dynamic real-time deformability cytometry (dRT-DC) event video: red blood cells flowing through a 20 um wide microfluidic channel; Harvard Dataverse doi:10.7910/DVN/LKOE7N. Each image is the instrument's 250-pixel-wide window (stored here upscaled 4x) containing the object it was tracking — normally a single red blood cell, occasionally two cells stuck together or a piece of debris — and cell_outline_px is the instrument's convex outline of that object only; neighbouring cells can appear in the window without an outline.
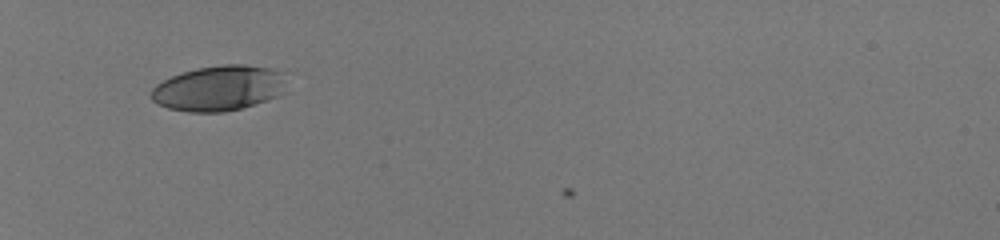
{"species": "human", "species_latin": "Homo sapiens", "temperature_condition": "room temperature", "stored_images_in_passage": 33, "camera_frame_rate_fps": 3000, "um_per_image_px": 0.085, "donor": {"sex": "male"}, "frame": {"image": 1, "passage_image": 1, "time_ms": 0.0, "image_size_px": [1000, 240], "cell_outline_px": [[284, 92], [276, 96], [240, 108], [224, 112], [188, 112], [168, 108], [156, 104], [152, 100], [152, 88], [156, 84], [172, 76], [196, 68], [224, 64], [244, 64], [268, 68], [280, 72]], "centroid_in_image_um": [18.53, 7.5], "position_along_channel_um": 66.5, "area_um2": 35.14}}
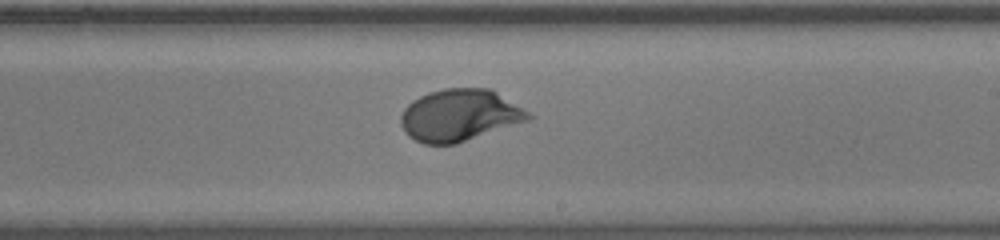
{"frame": {"image": 2, "passage_image": 16, "time_ms": 5.0, "image_size_px": [1000, 240], "cell_outline_px": [[536, 116], [528, 120], [456, 144], [424, 144], [408, 136], [404, 132], [400, 124], [400, 116], [404, 108], [412, 100], [428, 92], [444, 88], [492, 88]], "centroid_in_image_um": [39.06, 9.78], "position_along_channel_um": 249.9, "area_um2": 38.84}}
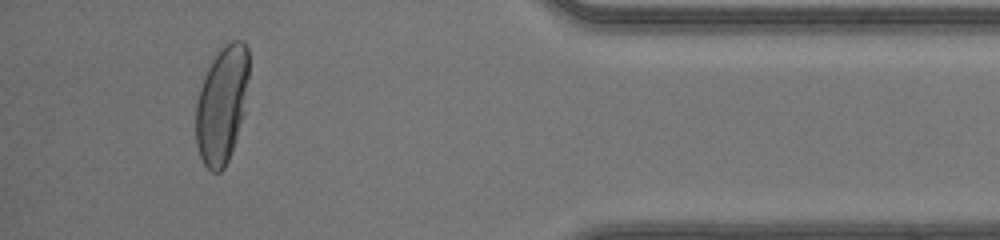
{"frame": {"image": 3, "passage_image": 30, "time_ms": 9.667, "image_size_px": [1000, 240], "cell_outline_px": [[248, 76], [244, 112], [228, 160], [224, 168], [220, 172], [212, 172], [204, 164], [200, 156], [196, 144], [196, 104], [200, 88], [204, 76], [212, 60], [220, 48], [232, 40], [244, 40], [248, 48]], "centroid_in_image_um": [18.85, 8.87], "position_along_channel_um": 416.3, "area_um2": 35.95}, "authors_computed_cell_mechanics": {"area_um2": 37.281, "velocity_mm_per_s": 4.1356, "shape_relaxation_time_tau1_ms": 2.7893, "shape_relaxation_time_tau2_ms": null, "deformation_change_tau1": 0.1761, "deformation_change_tau2": null}}